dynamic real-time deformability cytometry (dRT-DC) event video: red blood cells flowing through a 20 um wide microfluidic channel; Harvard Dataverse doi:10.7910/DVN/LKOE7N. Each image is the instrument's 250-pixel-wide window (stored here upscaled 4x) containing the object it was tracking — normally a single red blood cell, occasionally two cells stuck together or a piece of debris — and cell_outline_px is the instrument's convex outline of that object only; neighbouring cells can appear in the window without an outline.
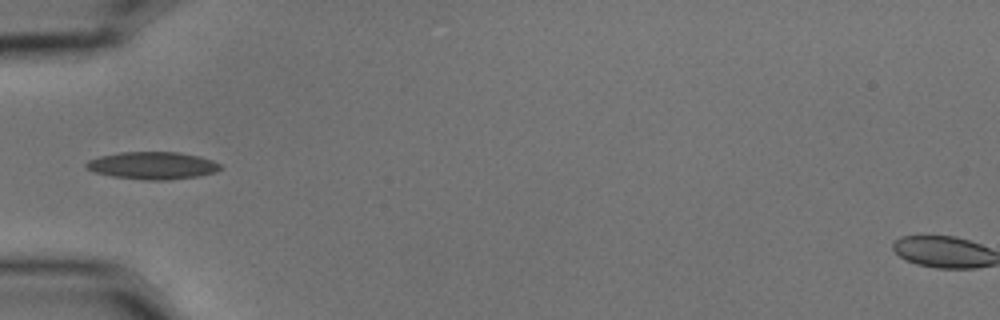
{"species": "common noctule bat (a hibernating species)", "species_latin": "Nyctalus noctula", "temperature_condition": "cold", "stored_images_in_passage": 1, "camera_frame_rate_fps": 3000, "um_per_image_px": 0.085, "animal": {"sex": "male", "body_mass_g": 15.6}, "frame": {"image": 1, "passage_image": 1, "time_ms": 0.0, "image_size_px": [1000, 320], "cell_outline_px": [[224, 168], [216, 172], [196, 176], [168, 180], [144, 180], [112, 176], [92, 172], [84, 164], [88, 160], [100, 156], [120, 152], [180, 152], [200, 156], [212, 160], [220, 164]], "centroid_in_image_um": [12.98, 14.07], "position_along_channel_um": 72.0, "area_um2": 21.56}}